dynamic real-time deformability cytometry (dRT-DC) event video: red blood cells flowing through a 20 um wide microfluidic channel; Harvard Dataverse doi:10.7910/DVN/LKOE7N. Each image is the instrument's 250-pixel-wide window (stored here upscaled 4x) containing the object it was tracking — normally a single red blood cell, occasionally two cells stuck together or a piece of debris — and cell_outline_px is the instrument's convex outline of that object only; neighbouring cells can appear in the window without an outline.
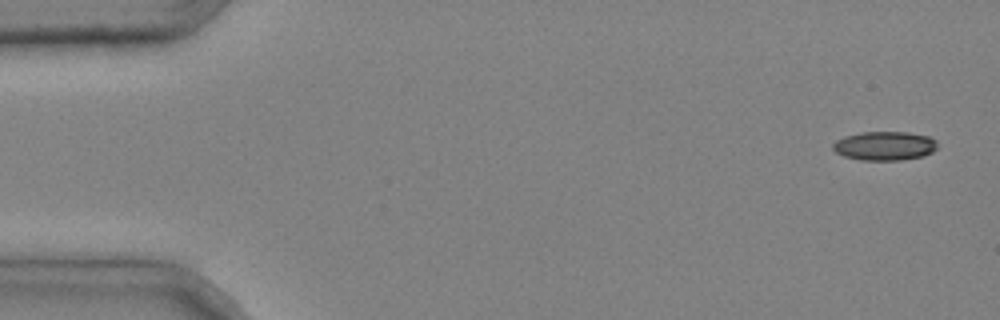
{"species": "common noctule bat (a hibernating species)", "species_latin": "Nyctalus noctula", "temperature_condition": "cold", "stored_images_in_passage": 4, "camera_frame_rate_fps": 3000, "um_per_image_px": 0.085, "animal": {"sex": "male", "body_mass_g": 20.4}, "frame": {"image": 1, "passage_image": 4, "time_ms": 1.0, "image_size_px": [1000, 320], "cell_outline_px": [[936, 148], [932, 152], [924, 156], [900, 160], [860, 160], [844, 156], [836, 152], [832, 148], [832, 144], [836, 140], [844, 136], [860, 132], [908, 132], [928, 136], [936, 140]], "centroid_in_image_um": [75.17, 12.39], "position_along_channel_um": 9.8, "area_um2": 17.69}}